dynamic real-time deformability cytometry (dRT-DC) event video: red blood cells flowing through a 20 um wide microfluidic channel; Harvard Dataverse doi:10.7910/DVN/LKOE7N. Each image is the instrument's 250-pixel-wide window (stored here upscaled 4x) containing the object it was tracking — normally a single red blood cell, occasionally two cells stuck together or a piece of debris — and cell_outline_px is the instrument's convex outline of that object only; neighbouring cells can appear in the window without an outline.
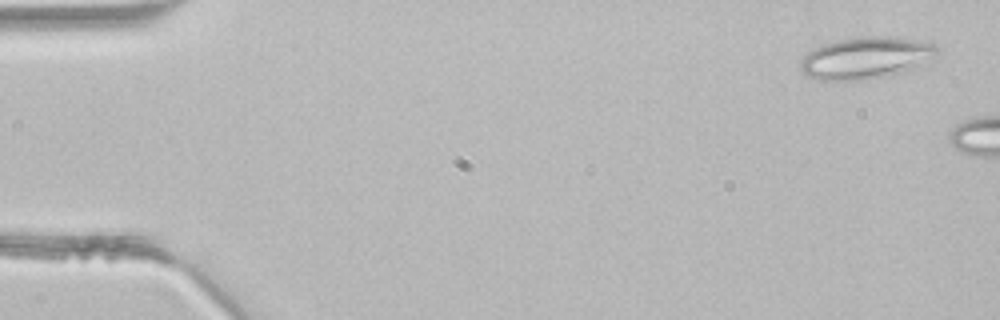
{"species": "common noctule bat (a hibernating species)", "species_latin": "Nyctalus noctula", "temperature_condition": "room temperature", "stored_images_in_passage": 2, "camera_frame_rate_fps": 3000, "um_per_image_px": 0.085, "animal": {"sex": "male", "body_mass_g": 21.5, "forearm_length_mm": 52.0}, "frame": {"image": 1, "passage_image": 1, "time_ms": 0.0, "image_size_px": [1000, 320], "cell_outline_px": [[936, 52], [916, 68], [884, 76], [864, 80], [820, 80], [808, 76], [800, 72], [800, 60], [808, 52], [820, 44], [836, 40], [860, 36], [896, 36], [920, 40], [936, 44]], "centroid_in_image_um": [73.54, 4.9], "position_along_channel_um": 11.5, "area_um2": 33.41}}